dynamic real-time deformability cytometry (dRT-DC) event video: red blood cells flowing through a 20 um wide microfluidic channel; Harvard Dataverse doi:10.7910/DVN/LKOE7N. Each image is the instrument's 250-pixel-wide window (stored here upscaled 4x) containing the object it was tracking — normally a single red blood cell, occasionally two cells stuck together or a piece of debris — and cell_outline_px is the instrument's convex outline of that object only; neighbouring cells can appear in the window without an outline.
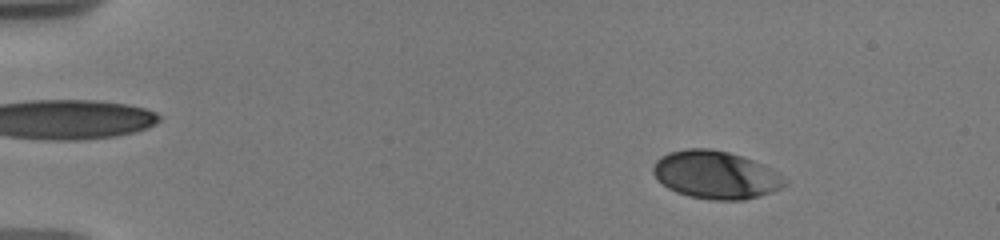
{"species": "human", "species_latin": "Homo sapiens", "temperature_condition": "warm", "stored_images_in_passage": 79, "camera_frame_rate_fps": 3000, "um_per_image_px": 0.085, "donor": {"sex": "male"}, "frame": {"image": 1, "passage_image": 14, "time_ms": 2.667, "image_size_px": [1000, 240], "cell_outline_px": [[788, 184], [772, 192], [744, 200], [708, 200], [688, 196], [676, 192], [668, 188], [656, 180], [652, 172], [652, 168], [656, 160], [668, 152], [688, 148], [712, 148], [728, 152], [752, 160], [768, 168], [788, 180]], "centroid_in_image_um": [60.79, 14.87], "position_along_channel_um": 24.2, "area_um2": 36.76}}
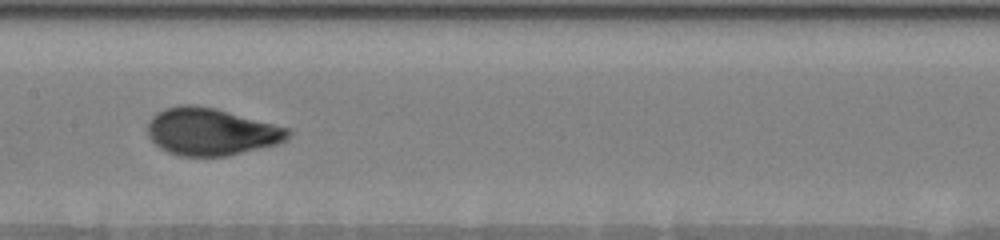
{"frame": {"image": 2, "passage_image": 52, "time_ms": 10.0, "image_size_px": [1000, 240], "cell_outline_px": [[292, 132], [284, 140], [276, 144], [224, 156], [180, 156], [168, 152], [160, 148], [148, 136], [148, 124], [152, 116], [156, 112], [164, 108], [180, 104], [196, 104], [216, 108], [288, 128]], "centroid_in_image_um": [17.89, 11.17], "position_along_channel_um": 189.5, "area_um2": 38.49}}
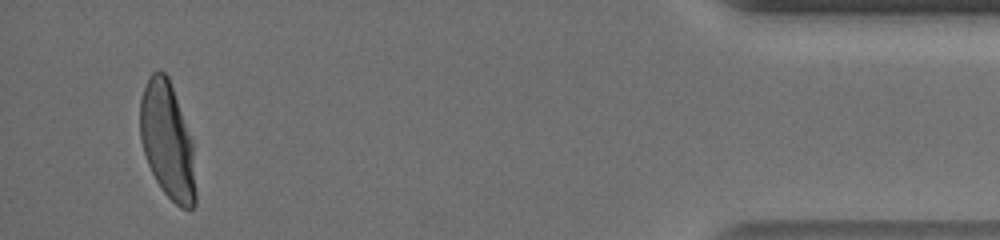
{"frame": {"image": 3, "passage_image": 77, "time_ms": 18.0, "image_size_px": [1000, 240], "cell_outline_px": [[196, 204], [192, 208], [180, 208], [164, 192], [156, 180], [148, 164], [140, 140], [140, 100], [148, 76], [152, 72], [164, 72], [168, 76], [192, 140], [196, 192]], "centroid_in_image_um": [14.23, 11.97], "position_along_channel_um": 421.0, "area_um2": 37.45}, "authors_computed_cell_mechanics": {"area_um2": 37.3388, "velocity_mm_per_s": 3.653, "shape_relaxation_time_tau1_ms": 3.4876, "shape_relaxation_time_tau2_ms": null, "deformation_change_tau1": 0.1809, "deformation_change_tau2": null}}